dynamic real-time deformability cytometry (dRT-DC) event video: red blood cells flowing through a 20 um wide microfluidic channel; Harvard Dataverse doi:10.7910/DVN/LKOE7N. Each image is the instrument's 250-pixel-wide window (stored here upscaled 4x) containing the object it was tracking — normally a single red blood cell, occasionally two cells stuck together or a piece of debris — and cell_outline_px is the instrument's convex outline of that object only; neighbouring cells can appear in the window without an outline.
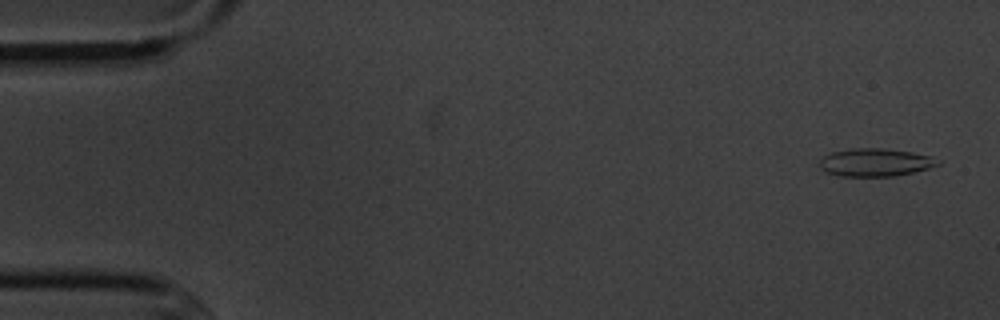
{"species": "common noctule bat (a hibernating species)", "species_latin": "Nyctalus noctula", "temperature_condition": "cold", "stored_images_in_passage": 4, "camera_frame_rate_fps": 3000, "um_per_image_px": 0.085, "animal": {"sex": "male", "body_mass_g": 20.1, "forearm_length_mm": 53.5}, "frame": {"image": 1, "passage_image": 1, "time_ms": 0.0, "image_size_px": [1000, 320], "cell_outline_px": [[940, 164], [928, 168], [912, 172], [892, 176], [840, 176], [824, 172], [820, 168], [820, 160], [824, 156], [832, 152], [852, 148], [884, 148], [912, 152], [932, 156], [940, 160]], "centroid_in_image_um": [74.39, 13.8], "position_along_channel_um": 10.6, "area_um2": 19.25}}